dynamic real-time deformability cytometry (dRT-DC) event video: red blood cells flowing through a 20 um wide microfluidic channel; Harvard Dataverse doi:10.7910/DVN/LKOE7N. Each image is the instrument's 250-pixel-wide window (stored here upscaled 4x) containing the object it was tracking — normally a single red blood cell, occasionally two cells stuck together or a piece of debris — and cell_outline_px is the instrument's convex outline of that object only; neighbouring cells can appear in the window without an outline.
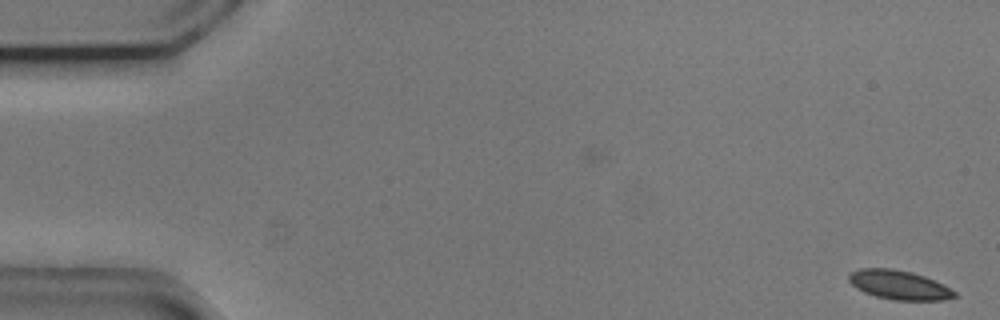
{"species": "common noctule bat (a hibernating species)", "species_latin": "Nyctalus noctula", "temperature_condition": "cold", "stored_images_in_passage": 13, "camera_frame_rate_fps": 3000, "um_per_image_px": 0.085, "animal": {"sex": "male", "body_mass_g": 20.5, "forearm_length_mm": 52.5}, "frame": {"image": 1, "passage_image": 1, "time_ms": 0.0, "image_size_px": [1000, 320], "cell_outline_px": [[960, 296], [944, 300], [892, 300], [876, 296], [864, 292], [856, 288], [848, 280], [848, 276], [852, 272], [860, 268], [892, 268], [912, 272], [924, 276], [944, 284], [956, 292]], "centroid_in_image_um": [76.45, 24.22], "position_along_channel_um": 8.5, "area_um2": 18.09}}